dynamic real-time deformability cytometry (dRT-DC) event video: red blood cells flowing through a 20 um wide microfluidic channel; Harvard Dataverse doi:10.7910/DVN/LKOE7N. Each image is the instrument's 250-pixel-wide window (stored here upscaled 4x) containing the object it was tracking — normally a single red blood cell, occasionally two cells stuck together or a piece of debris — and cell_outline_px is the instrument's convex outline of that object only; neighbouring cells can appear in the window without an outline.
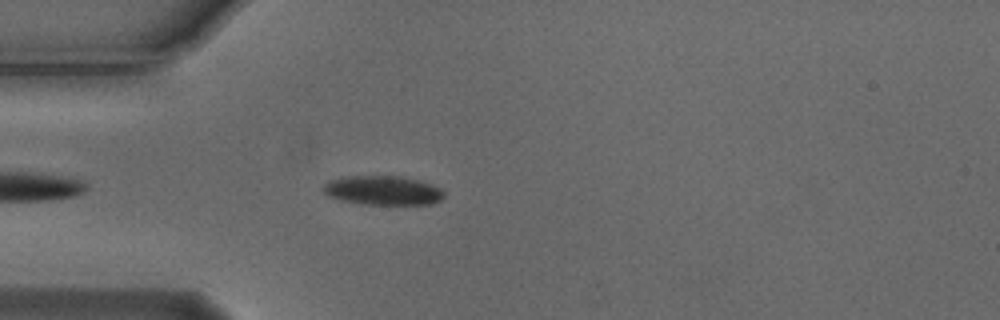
{"species": "Egyptian fruit bat (a non-hibernating species)", "species_latin": "Rousettus aegyptiacus", "temperature_condition": "cold", "stored_images_in_passage": 28, "camera_frame_rate_fps": 3000, "um_per_image_px": 0.085, "animal": {"sex": "male"}, "frame": {"image": 1, "passage_image": 4, "time_ms": 1.0, "image_size_px": [1000, 320], "cell_outline_px": [[444, 196], [440, 200], [432, 204], [360, 204], [340, 200], [328, 196], [324, 192], [324, 184], [328, 180], [344, 176], [400, 176], [420, 180], [432, 184], [440, 188], [444, 192]], "centroid_in_image_um": [32.54, 16.18], "position_along_channel_um": 52.5, "area_um2": 20.69}}
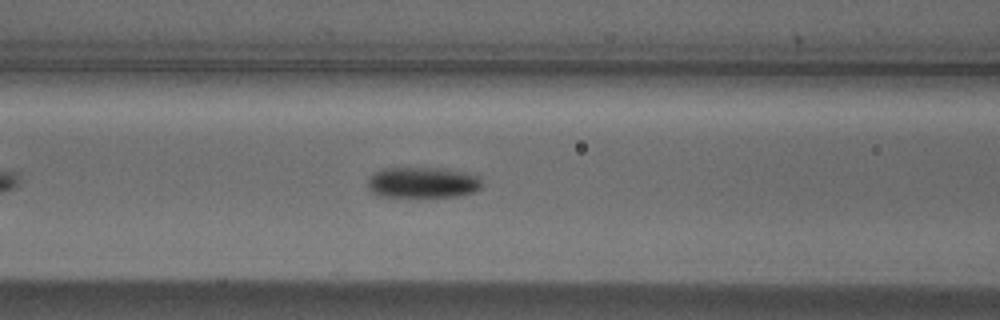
{"frame": {"image": 2, "passage_image": 11, "time_ms": 3.333, "image_size_px": [1000, 320], "cell_outline_px": [[484, 184], [480, 188], [472, 192], [456, 196], [380, 196], [372, 192], [368, 188], [368, 180], [376, 172], [384, 168], [444, 168], [468, 172], [480, 176]], "centroid_in_image_um": [35.99, 15.5], "position_along_channel_um": 130.6, "area_um2": 20.52}}
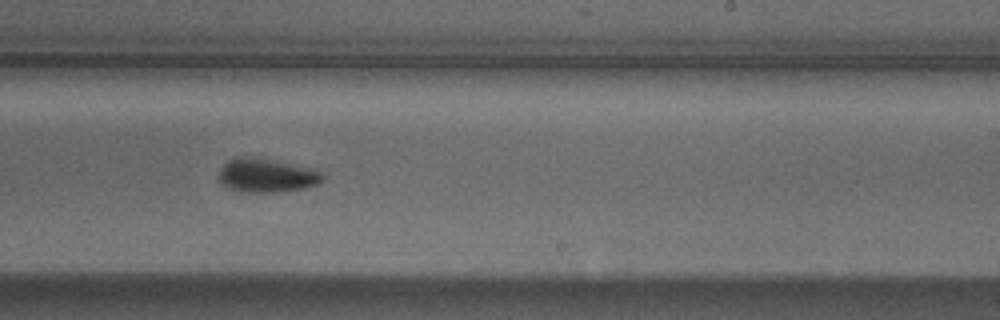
{"frame": {"image": 3, "passage_image": 22, "time_ms": 7.0, "image_size_px": [1000, 320], "cell_outline_px": [[324, 180], [320, 184], [304, 188], [280, 192], [240, 192], [228, 188], [220, 184], [216, 176], [220, 168], [232, 156], [256, 156], [276, 160], [312, 168], [320, 172], [324, 176]], "centroid_in_image_um": [22.61, 14.9], "position_along_channel_um": 266.4, "area_um2": 21.21}}